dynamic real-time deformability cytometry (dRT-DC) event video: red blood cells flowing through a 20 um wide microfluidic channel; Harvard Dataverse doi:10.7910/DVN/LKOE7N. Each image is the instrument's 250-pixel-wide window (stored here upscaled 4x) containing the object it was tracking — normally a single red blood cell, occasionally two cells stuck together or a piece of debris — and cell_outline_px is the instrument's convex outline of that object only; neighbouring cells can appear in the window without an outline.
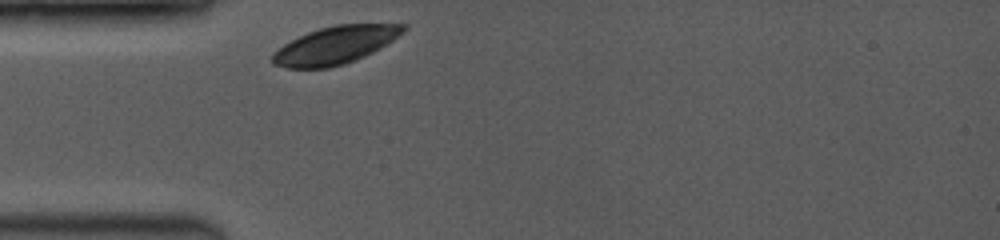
{"species": "common noctule bat (a hibernating species)", "species_latin": "Nyctalus noctula", "temperature_condition": "room temperature", "stored_images_in_passage": 32, "camera_frame_rate_fps": 3500, "um_per_image_px": 0.085, "animal": {"sex": "female", "body_mass_g": 19.0, "forearm_length_mm": 53.3}, "frame": {"image": 1, "passage_image": 1, "time_ms": 0.0, "image_size_px": [1000, 240], "cell_outline_px": [[408, 28], [404, 32], [380, 48], [356, 60], [344, 64], [328, 68], [288, 68], [272, 64], [268, 60], [272, 52], [284, 44], [308, 32], [320, 28], [336, 24], [408, 24]], "centroid_in_image_um": [28.46, 3.84], "position_along_channel_um": 56.5, "area_um2": 28.78}}
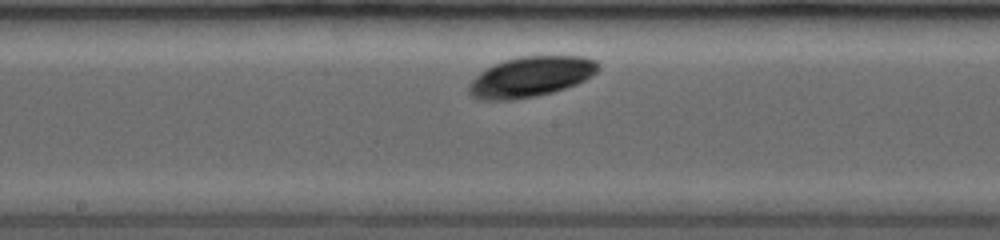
{"frame": {"image": 2, "passage_image": 17, "time_ms": 4.0, "image_size_px": [1000, 240], "cell_outline_px": [[600, 68], [592, 76], [576, 84], [552, 92], [536, 96], [516, 100], [480, 100], [472, 96], [468, 92], [468, 84], [480, 72], [492, 64], [516, 56], [584, 56], [596, 60], [600, 64]], "centroid_in_image_um": [45.11, 6.52], "position_along_channel_um": 203.1, "area_um2": 30.69}}
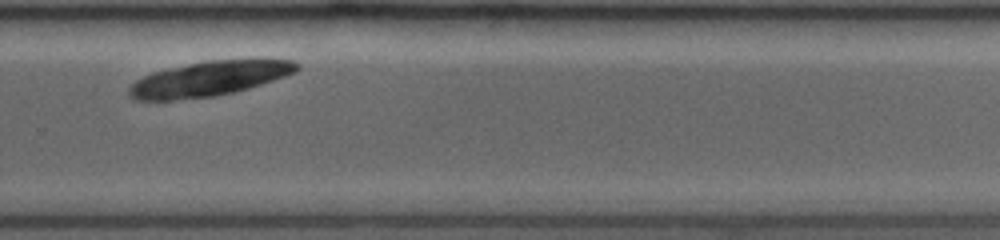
{"frame": {"image": 3, "passage_image": 31, "time_ms": 6.857, "image_size_px": [1000, 240], "cell_outline_px": [[300, 68], [296, 72], [248, 88], [232, 92], [212, 96], [172, 100], [136, 100], [128, 96], [128, 88], [136, 80], [152, 72], [168, 68], [204, 60], [292, 60], [300, 64]], "centroid_in_image_um": [17.73, 6.69], "position_along_channel_um": 312.1, "area_um2": 33.64}}